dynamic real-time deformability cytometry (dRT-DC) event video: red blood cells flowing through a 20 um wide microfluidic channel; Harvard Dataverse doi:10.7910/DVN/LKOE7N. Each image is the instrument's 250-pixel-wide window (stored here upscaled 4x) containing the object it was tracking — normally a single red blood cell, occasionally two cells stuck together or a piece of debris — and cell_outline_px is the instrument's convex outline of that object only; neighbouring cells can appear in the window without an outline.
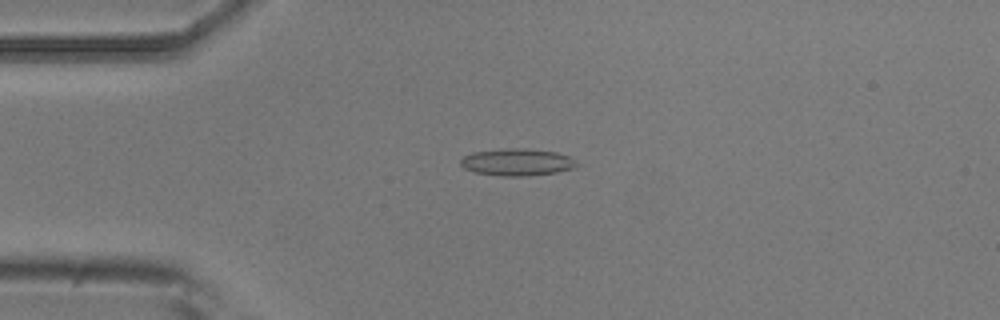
{"species": "common noctule bat (a hibernating species)", "species_latin": "Nyctalus noctula", "temperature_condition": "room temperature", "stored_images_in_passage": 5, "camera_frame_rate_fps": 3000, "um_per_image_px": 0.085, "animal": {"sex": "male", "body_mass_g": 20.5, "forearm_length_mm": 52.5}, "frame": {"image": 1, "passage_image": 4, "time_ms": 3.333, "image_size_px": [1000, 320], "cell_outline_px": [[580, 164], [572, 168], [556, 172], [528, 176], [500, 176], [476, 172], [464, 168], [460, 164], [460, 160], [464, 156], [472, 152], [508, 148], [524, 148], [556, 152], [568, 156], [576, 160]], "centroid_in_image_um": [43.96, 13.78], "position_along_channel_um": 41.0, "area_um2": 18.32}}